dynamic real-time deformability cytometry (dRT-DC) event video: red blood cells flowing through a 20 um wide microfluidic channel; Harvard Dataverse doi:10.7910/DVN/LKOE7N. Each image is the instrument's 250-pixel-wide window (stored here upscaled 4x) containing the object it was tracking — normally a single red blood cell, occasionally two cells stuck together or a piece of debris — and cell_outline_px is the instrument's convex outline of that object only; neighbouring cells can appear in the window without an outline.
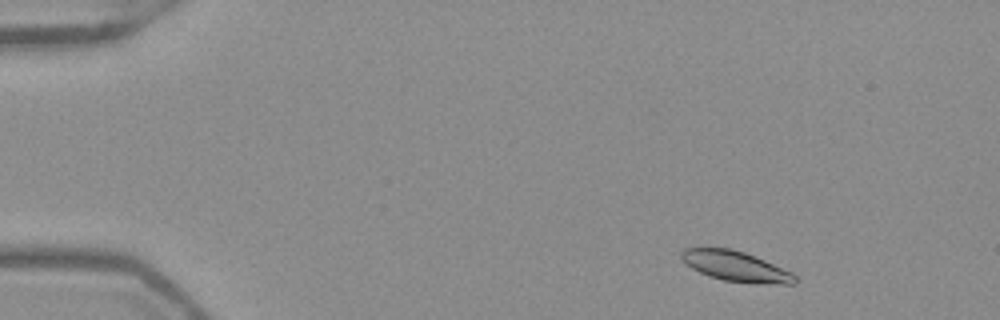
{"species": "Egyptian fruit bat (a non-hibernating species)", "species_latin": "Rousettus aegyptiacus", "temperature_condition": "warm", "stored_images_in_passage": 50, "camera_frame_rate_fps": 3000, "um_per_image_px": 0.085, "frame": {"image": 1, "passage_image": 4, "time_ms": 1.0, "image_size_px": [1000, 320], "cell_outline_px": [[796, 284], [752, 284], [724, 280], [708, 276], [692, 268], [680, 256], [680, 252], [684, 248], [732, 248], [744, 252], [764, 260], [792, 272], [796, 276]], "centroid_in_image_um": [62.56, 22.65], "position_along_channel_um": 22.4, "area_um2": 20.0}}
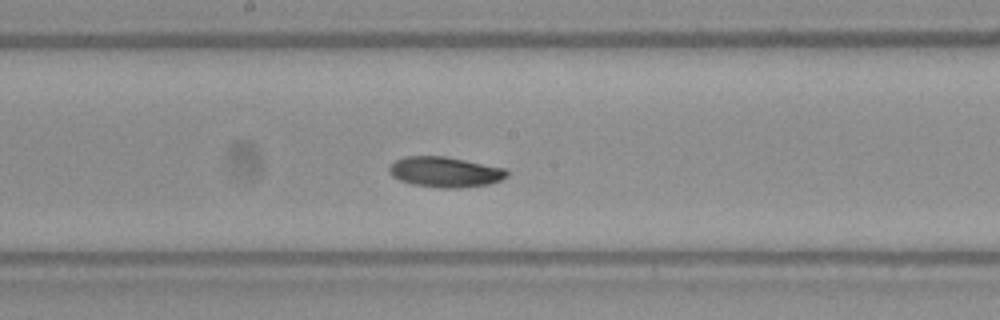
{"frame": {"image": 2, "passage_image": 26, "time_ms": 8.333, "image_size_px": [1000, 320], "cell_outline_px": [[508, 176], [500, 180], [488, 184], [460, 188], [440, 188], [412, 184], [400, 180], [392, 176], [388, 172], [388, 168], [396, 160], [404, 156], [444, 156], [504, 168], [508, 172]], "centroid_in_image_um": [37.8, 14.62], "position_along_channel_um": 210.4, "area_um2": 20.75}}
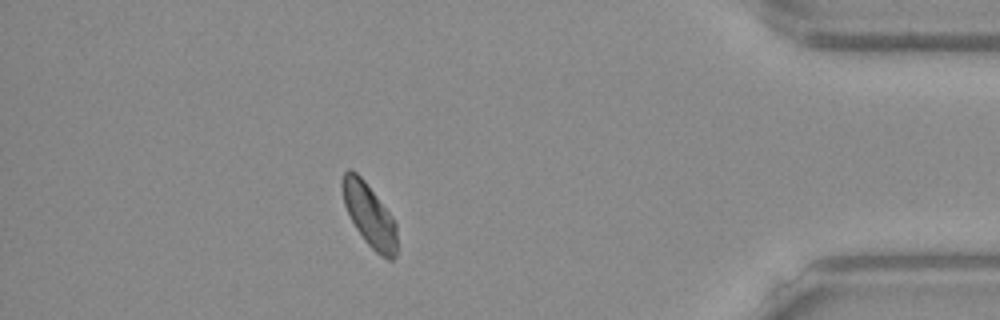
{"frame": {"image": 3, "passage_image": 44, "time_ms": 14.333, "image_size_px": [1000, 320], "cell_outline_px": [[396, 256], [392, 260], [388, 260], [380, 256], [364, 240], [356, 228], [344, 204], [340, 184], [340, 180], [344, 172], [348, 168], [352, 168], [364, 180], [388, 212], [396, 224]], "centroid_in_image_um": [31.36, 18.26], "position_along_channel_um": 403.8, "area_um2": 19.88}, "authors_computed_cell_mechanics": {"area_um2": 20.3167, "velocity_mm_per_s": 3.8878, "shape_relaxation_time_tau1_ms": 3.4915, "shape_relaxation_time_tau2_ms": null, "deformation_change_tau1": 0.0885, "deformation_change_tau2": null}}